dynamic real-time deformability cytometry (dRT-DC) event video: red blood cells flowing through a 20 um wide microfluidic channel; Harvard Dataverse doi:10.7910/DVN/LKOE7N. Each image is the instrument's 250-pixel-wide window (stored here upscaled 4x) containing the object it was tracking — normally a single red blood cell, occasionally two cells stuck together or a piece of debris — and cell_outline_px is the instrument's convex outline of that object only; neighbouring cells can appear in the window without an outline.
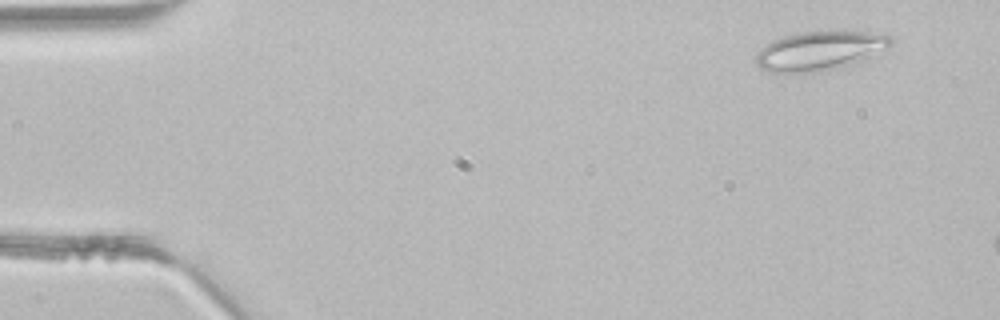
{"species": "common noctule bat (a hibernating species)", "species_latin": "Nyctalus noctula", "temperature_condition": "room temperature", "stored_images_in_passage": 2, "camera_frame_rate_fps": 3000, "um_per_image_px": 0.085, "animal": {"sex": "male", "body_mass_g": 21.5, "forearm_length_mm": 52.0}, "frame": {"image": 1, "passage_image": 1, "time_ms": 0.0, "image_size_px": [1000, 320], "cell_outline_px": [[892, 44], [856, 60], [820, 72], [772, 72], [760, 68], [756, 64], [756, 56], [760, 48], [764, 44], [772, 40], [784, 36], [804, 32], [840, 28], [844, 28], [892, 36]], "centroid_in_image_um": [69.6, 4.25], "position_along_channel_um": 15.4, "area_um2": 30.46}}